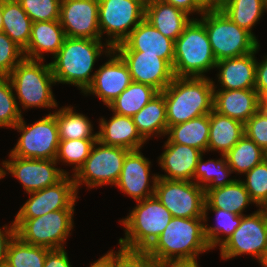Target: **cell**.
<instances>
[{
	"mask_svg": "<svg viewBox=\"0 0 267 267\" xmlns=\"http://www.w3.org/2000/svg\"><path fill=\"white\" fill-rule=\"evenodd\" d=\"M259 263H261L262 267H267V249L265 250V253L263 255V257L261 258V260L259 261Z\"/></svg>",
	"mask_w": 267,
	"mask_h": 267,
	"instance_id": "obj_54",
	"label": "cell"
},
{
	"mask_svg": "<svg viewBox=\"0 0 267 267\" xmlns=\"http://www.w3.org/2000/svg\"><path fill=\"white\" fill-rule=\"evenodd\" d=\"M65 38L66 35L59 20L34 22L29 43L23 51L24 58L44 61V52L55 56Z\"/></svg>",
	"mask_w": 267,
	"mask_h": 267,
	"instance_id": "obj_26",
	"label": "cell"
},
{
	"mask_svg": "<svg viewBox=\"0 0 267 267\" xmlns=\"http://www.w3.org/2000/svg\"><path fill=\"white\" fill-rule=\"evenodd\" d=\"M219 9L239 27L252 32L265 9L264 0H223Z\"/></svg>",
	"mask_w": 267,
	"mask_h": 267,
	"instance_id": "obj_33",
	"label": "cell"
},
{
	"mask_svg": "<svg viewBox=\"0 0 267 267\" xmlns=\"http://www.w3.org/2000/svg\"><path fill=\"white\" fill-rule=\"evenodd\" d=\"M133 122L140 135L148 141L152 135H166V103L164 95L159 92L133 117Z\"/></svg>",
	"mask_w": 267,
	"mask_h": 267,
	"instance_id": "obj_31",
	"label": "cell"
},
{
	"mask_svg": "<svg viewBox=\"0 0 267 267\" xmlns=\"http://www.w3.org/2000/svg\"><path fill=\"white\" fill-rule=\"evenodd\" d=\"M232 172L245 174L264 160V152L244 135L225 155Z\"/></svg>",
	"mask_w": 267,
	"mask_h": 267,
	"instance_id": "obj_36",
	"label": "cell"
},
{
	"mask_svg": "<svg viewBox=\"0 0 267 267\" xmlns=\"http://www.w3.org/2000/svg\"><path fill=\"white\" fill-rule=\"evenodd\" d=\"M98 0H61L59 22L66 37L101 39Z\"/></svg>",
	"mask_w": 267,
	"mask_h": 267,
	"instance_id": "obj_16",
	"label": "cell"
},
{
	"mask_svg": "<svg viewBox=\"0 0 267 267\" xmlns=\"http://www.w3.org/2000/svg\"><path fill=\"white\" fill-rule=\"evenodd\" d=\"M265 9L267 11V0H264Z\"/></svg>",
	"mask_w": 267,
	"mask_h": 267,
	"instance_id": "obj_58",
	"label": "cell"
},
{
	"mask_svg": "<svg viewBox=\"0 0 267 267\" xmlns=\"http://www.w3.org/2000/svg\"><path fill=\"white\" fill-rule=\"evenodd\" d=\"M207 9L219 8L223 0H199Z\"/></svg>",
	"mask_w": 267,
	"mask_h": 267,
	"instance_id": "obj_52",
	"label": "cell"
},
{
	"mask_svg": "<svg viewBox=\"0 0 267 267\" xmlns=\"http://www.w3.org/2000/svg\"><path fill=\"white\" fill-rule=\"evenodd\" d=\"M74 209H60L36 218H15L16 236L23 242L48 249L64 248L73 228Z\"/></svg>",
	"mask_w": 267,
	"mask_h": 267,
	"instance_id": "obj_8",
	"label": "cell"
},
{
	"mask_svg": "<svg viewBox=\"0 0 267 267\" xmlns=\"http://www.w3.org/2000/svg\"><path fill=\"white\" fill-rule=\"evenodd\" d=\"M156 267H199L197 259L192 260H167L157 262Z\"/></svg>",
	"mask_w": 267,
	"mask_h": 267,
	"instance_id": "obj_50",
	"label": "cell"
},
{
	"mask_svg": "<svg viewBox=\"0 0 267 267\" xmlns=\"http://www.w3.org/2000/svg\"><path fill=\"white\" fill-rule=\"evenodd\" d=\"M77 193L74 178L65 175L56 184L29 193L30 198L15 218H36L60 209H74Z\"/></svg>",
	"mask_w": 267,
	"mask_h": 267,
	"instance_id": "obj_15",
	"label": "cell"
},
{
	"mask_svg": "<svg viewBox=\"0 0 267 267\" xmlns=\"http://www.w3.org/2000/svg\"><path fill=\"white\" fill-rule=\"evenodd\" d=\"M210 131L207 151L225 155L244 135V123L216 112L209 114Z\"/></svg>",
	"mask_w": 267,
	"mask_h": 267,
	"instance_id": "obj_27",
	"label": "cell"
},
{
	"mask_svg": "<svg viewBox=\"0 0 267 267\" xmlns=\"http://www.w3.org/2000/svg\"><path fill=\"white\" fill-rule=\"evenodd\" d=\"M99 30L106 40L105 54L122 43L145 17L146 0H98ZM131 29V30H130Z\"/></svg>",
	"mask_w": 267,
	"mask_h": 267,
	"instance_id": "obj_9",
	"label": "cell"
},
{
	"mask_svg": "<svg viewBox=\"0 0 267 267\" xmlns=\"http://www.w3.org/2000/svg\"><path fill=\"white\" fill-rule=\"evenodd\" d=\"M3 32L23 51L31 36L33 21L17 0H2Z\"/></svg>",
	"mask_w": 267,
	"mask_h": 267,
	"instance_id": "obj_30",
	"label": "cell"
},
{
	"mask_svg": "<svg viewBox=\"0 0 267 267\" xmlns=\"http://www.w3.org/2000/svg\"><path fill=\"white\" fill-rule=\"evenodd\" d=\"M98 140L109 146L125 148L127 150H139L146 142L140 135L132 117L113 113L107 121L100 119Z\"/></svg>",
	"mask_w": 267,
	"mask_h": 267,
	"instance_id": "obj_24",
	"label": "cell"
},
{
	"mask_svg": "<svg viewBox=\"0 0 267 267\" xmlns=\"http://www.w3.org/2000/svg\"><path fill=\"white\" fill-rule=\"evenodd\" d=\"M8 76H0V127L12 128L22 119Z\"/></svg>",
	"mask_w": 267,
	"mask_h": 267,
	"instance_id": "obj_40",
	"label": "cell"
},
{
	"mask_svg": "<svg viewBox=\"0 0 267 267\" xmlns=\"http://www.w3.org/2000/svg\"><path fill=\"white\" fill-rule=\"evenodd\" d=\"M9 160L2 161L0 179L8 172L22 183L26 193L39 191L52 186L69 173L55 166V159H26L9 155Z\"/></svg>",
	"mask_w": 267,
	"mask_h": 267,
	"instance_id": "obj_14",
	"label": "cell"
},
{
	"mask_svg": "<svg viewBox=\"0 0 267 267\" xmlns=\"http://www.w3.org/2000/svg\"><path fill=\"white\" fill-rule=\"evenodd\" d=\"M23 117L13 127L21 136L9 155L26 159H56L59 147V132L55 112L26 125Z\"/></svg>",
	"mask_w": 267,
	"mask_h": 267,
	"instance_id": "obj_10",
	"label": "cell"
},
{
	"mask_svg": "<svg viewBox=\"0 0 267 267\" xmlns=\"http://www.w3.org/2000/svg\"><path fill=\"white\" fill-rule=\"evenodd\" d=\"M210 131L209 114L170 126L166 143L188 145L207 152Z\"/></svg>",
	"mask_w": 267,
	"mask_h": 267,
	"instance_id": "obj_29",
	"label": "cell"
},
{
	"mask_svg": "<svg viewBox=\"0 0 267 267\" xmlns=\"http://www.w3.org/2000/svg\"><path fill=\"white\" fill-rule=\"evenodd\" d=\"M34 22L59 20L61 0H17Z\"/></svg>",
	"mask_w": 267,
	"mask_h": 267,
	"instance_id": "obj_42",
	"label": "cell"
},
{
	"mask_svg": "<svg viewBox=\"0 0 267 267\" xmlns=\"http://www.w3.org/2000/svg\"><path fill=\"white\" fill-rule=\"evenodd\" d=\"M165 151L160 155L159 165L165 170V175L159 178L179 181H194L193 175L198 160L203 152L197 148L178 143H165Z\"/></svg>",
	"mask_w": 267,
	"mask_h": 267,
	"instance_id": "obj_22",
	"label": "cell"
},
{
	"mask_svg": "<svg viewBox=\"0 0 267 267\" xmlns=\"http://www.w3.org/2000/svg\"><path fill=\"white\" fill-rule=\"evenodd\" d=\"M50 249L27 244L17 236L10 242L6 267H44L47 252Z\"/></svg>",
	"mask_w": 267,
	"mask_h": 267,
	"instance_id": "obj_37",
	"label": "cell"
},
{
	"mask_svg": "<svg viewBox=\"0 0 267 267\" xmlns=\"http://www.w3.org/2000/svg\"><path fill=\"white\" fill-rule=\"evenodd\" d=\"M98 139H72L60 140L56 162L61 161L69 165H75L73 168L74 174L84 165L89 157L94 143Z\"/></svg>",
	"mask_w": 267,
	"mask_h": 267,
	"instance_id": "obj_39",
	"label": "cell"
},
{
	"mask_svg": "<svg viewBox=\"0 0 267 267\" xmlns=\"http://www.w3.org/2000/svg\"><path fill=\"white\" fill-rule=\"evenodd\" d=\"M154 196L173 217L204 218L205 190L194 181L158 177Z\"/></svg>",
	"mask_w": 267,
	"mask_h": 267,
	"instance_id": "obj_12",
	"label": "cell"
},
{
	"mask_svg": "<svg viewBox=\"0 0 267 267\" xmlns=\"http://www.w3.org/2000/svg\"><path fill=\"white\" fill-rule=\"evenodd\" d=\"M219 249L222 259L249 254L260 261L267 249V219L263 210L243 215L240 225Z\"/></svg>",
	"mask_w": 267,
	"mask_h": 267,
	"instance_id": "obj_13",
	"label": "cell"
},
{
	"mask_svg": "<svg viewBox=\"0 0 267 267\" xmlns=\"http://www.w3.org/2000/svg\"><path fill=\"white\" fill-rule=\"evenodd\" d=\"M64 248L50 249L47 252L44 267H71Z\"/></svg>",
	"mask_w": 267,
	"mask_h": 267,
	"instance_id": "obj_47",
	"label": "cell"
},
{
	"mask_svg": "<svg viewBox=\"0 0 267 267\" xmlns=\"http://www.w3.org/2000/svg\"><path fill=\"white\" fill-rule=\"evenodd\" d=\"M41 62L43 60L24 58L8 75L24 110L31 107L58 106L51 87L52 84H56L51 65Z\"/></svg>",
	"mask_w": 267,
	"mask_h": 267,
	"instance_id": "obj_6",
	"label": "cell"
},
{
	"mask_svg": "<svg viewBox=\"0 0 267 267\" xmlns=\"http://www.w3.org/2000/svg\"><path fill=\"white\" fill-rule=\"evenodd\" d=\"M216 63L204 24L192 18L174 41V76L205 77L203 74L215 68Z\"/></svg>",
	"mask_w": 267,
	"mask_h": 267,
	"instance_id": "obj_4",
	"label": "cell"
},
{
	"mask_svg": "<svg viewBox=\"0 0 267 267\" xmlns=\"http://www.w3.org/2000/svg\"><path fill=\"white\" fill-rule=\"evenodd\" d=\"M208 210H211L216 215L217 224L214 227L204 224L205 238L208 242L210 249L215 248L217 245L220 247L227 239L234 233L240 225L242 215H237L230 211H224L219 208H204V222L207 221ZM209 226V227H208ZM220 234L226 237L220 238Z\"/></svg>",
	"mask_w": 267,
	"mask_h": 267,
	"instance_id": "obj_38",
	"label": "cell"
},
{
	"mask_svg": "<svg viewBox=\"0 0 267 267\" xmlns=\"http://www.w3.org/2000/svg\"><path fill=\"white\" fill-rule=\"evenodd\" d=\"M119 249L117 253L112 249V267H156L157 262L146 250Z\"/></svg>",
	"mask_w": 267,
	"mask_h": 267,
	"instance_id": "obj_44",
	"label": "cell"
},
{
	"mask_svg": "<svg viewBox=\"0 0 267 267\" xmlns=\"http://www.w3.org/2000/svg\"><path fill=\"white\" fill-rule=\"evenodd\" d=\"M264 152V160L267 161V146L263 149Z\"/></svg>",
	"mask_w": 267,
	"mask_h": 267,
	"instance_id": "obj_57",
	"label": "cell"
},
{
	"mask_svg": "<svg viewBox=\"0 0 267 267\" xmlns=\"http://www.w3.org/2000/svg\"><path fill=\"white\" fill-rule=\"evenodd\" d=\"M58 125L59 140L98 139V133L93 134V126L88 117L76 113L73 107L67 106L55 112Z\"/></svg>",
	"mask_w": 267,
	"mask_h": 267,
	"instance_id": "obj_34",
	"label": "cell"
},
{
	"mask_svg": "<svg viewBox=\"0 0 267 267\" xmlns=\"http://www.w3.org/2000/svg\"><path fill=\"white\" fill-rule=\"evenodd\" d=\"M214 86L213 109L225 116L245 123L260 109L259 95L255 89L216 90Z\"/></svg>",
	"mask_w": 267,
	"mask_h": 267,
	"instance_id": "obj_23",
	"label": "cell"
},
{
	"mask_svg": "<svg viewBox=\"0 0 267 267\" xmlns=\"http://www.w3.org/2000/svg\"><path fill=\"white\" fill-rule=\"evenodd\" d=\"M261 63H256V83L255 90L259 97L267 91V55Z\"/></svg>",
	"mask_w": 267,
	"mask_h": 267,
	"instance_id": "obj_49",
	"label": "cell"
},
{
	"mask_svg": "<svg viewBox=\"0 0 267 267\" xmlns=\"http://www.w3.org/2000/svg\"><path fill=\"white\" fill-rule=\"evenodd\" d=\"M90 267H112V250L100 257Z\"/></svg>",
	"mask_w": 267,
	"mask_h": 267,
	"instance_id": "obj_51",
	"label": "cell"
},
{
	"mask_svg": "<svg viewBox=\"0 0 267 267\" xmlns=\"http://www.w3.org/2000/svg\"><path fill=\"white\" fill-rule=\"evenodd\" d=\"M24 59L23 50L4 32L0 33V76H8Z\"/></svg>",
	"mask_w": 267,
	"mask_h": 267,
	"instance_id": "obj_43",
	"label": "cell"
},
{
	"mask_svg": "<svg viewBox=\"0 0 267 267\" xmlns=\"http://www.w3.org/2000/svg\"><path fill=\"white\" fill-rule=\"evenodd\" d=\"M245 175L246 180L242 183L254 204L261 208L267 202V161L263 160Z\"/></svg>",
	"mask_w": 267,
	"mask_h": 267,
	"instance_id": "obj_41",
	"label": "cell"
},
{
	"mask_svg": "<svg viewBox=\"0 0 267 267\" xmlns=\"http://www.w3.org/2000/svg\"><path fill=\"white\" fill-rule=\"evenodd\" d=\"M112 50L143 51V54L157 55L165 59L171 66L174 62V41L162 35L145 19Z\"/></svg>",
	"mask_w": 267,
	"mask_h": 267,
	"instance_id": "obj_20",
	"label": "cell"
},
{
	"mask_svg": "<svg viewBox=\"0 0 267 267\" xmlns=\"http://www.w3.org/2000/svg\"><path fill=\"white\" fill-rule=\"evenodd\" d=\"M126 63L132 82L145 84L162 92L173 80L172 66L157 55L143 51H115Z\"/></svg>",
	"mask_w": 267,
	"mask_h": 267,
	"instance_id": "obj_17",
	"label": "cell"
},
{
	"mask_svg": "<svg viewBox=\"0 0 267 267\" xmlns=\"http://www.w3.org/2000/svg\"><path fill=\"white\" fill-rule=\"evenodd\" d=\"M103 48L101 39L66 37L50 62L56 83L75 85L84 93L93 82L91 72Z\"/></svg>",
	"mask_w": 267,
	"mask_h": 267,
	"instance_id": "obj_3",
	"label": "cell"
},
{
	"mask_svg": "<svg viewBox=\"0 0 267 267\" xmlns=\"http://www.w3.org/2000/svg\"><path fill=\"white\" fill-rule=\"evenodd\" d=\"M204 190V208H219L243 216L242 212L247 208V205L254 203L242 180L236 179L223 187Z\"/></svg>",
	"mask_w": 267,
	"mask_h": 267,
	"instance_id": "obj_28",
	"label": "cell"
},
{
	"mask_svg": "<svg viewBox=\"0 0 267 267\" xmlns=\"http://www.w3.org/2000/svg\"><path fill=\"white\" fill-rule=\"evenodd\" d=\"M137 203L127 218L120 221L125 226V238L119 239V245L130 250H147L173 216L155 196Z\"/></svg>",
	"mask_w": 267,
	"mask_h": 267,
	"instance_id": "obj_5",
	"label": "cell"
},
{
	"mask_svg": "<svg viewBox=\"0 0 267 267\" xmlns=\"http://www.w3.org/2000/svg\"><path fill=\"white\" fill-rule=\"evenodd\" d=\"M259 46L260 44L254 52L217 61L215 68L219 69L217 77L222 87L218 90L255 89L257 63L255 54Z\"/></svg>",
	"mask_w": 267,
	"mask_h": 267,
	"instance_id": "obj_21",
	"label": "cell"
},
{
	"mask_svg": "<svg viewBox=\"0 0 267 267\" xmlns=\"http://www.w3.org/2000/svg\"><path fill=\"white\" fill-rule=\"evenodd\" d=\"M3 229L5 232L0 229V267L5 266L9 244L16 236L14 221L11 226L6 225Z\"/></svg>",
	"mask_w": 267,
	"mask_h": 267,
	"instance_id": "obj_46",
	"label": "cell"
},
{
	"mask_svg": "<svg viewBox=\"0 0 267 267\" xmlns=\"http://www.w3.org/2000/svg\"><path fill=\"white\" fill-rule=\"evenodd\" d=\"M167 4L173 5L188 15L197 12L201 15L207 10V8L199 0H161Z\"/></svg>",
	"mask_w": 267,
	"mask_h": 267,
	"instance_id": "obj_48",
	"label": "cell"
},
{
	"mask_svg": "<svg viewBox=\"0 0 267 267\" xmlns=\"http://www.w3.org/2000/svg\"><path fill=\"white\" fill-rule=\"evenodd\" d=\"M209 250L204 232V218L172 217L161 235L146 251L156 262H163L196 259L199 253Z\"/></svg>",
	"mask_w": 267,
	"mask_h": 267,
	"instance_id": "obj_2",
	"label": "cell"
},
{
	"mask_svg": "<svg viewBox=\"0 0 267 267\" xmlns=\"http://www.w3.org/2000/svg\"><path fill=\"white\" fill-rule=\"evenodd\" d=\"M214 83L206 76L174 77L161 92L166 103L168 128L210 114L213 110Z\"/></svg>",
	"mask_w": 267,
	"mask_h": 267,
	"instance_id": "obj_1",
	"label": "cell"
},
{
	"mask_svg": "<svg viewBox=\"0 0 267 267\" xmlns=\"http://www.w3.org/2000/svg\"><path fill=\"white\" fill-rule=\"evenodd\" d=\"M108 55L112 58L95 71L92 84L84 92V95H96L106 106L132 83L128 66L123 59L114 50Z\"/></svg>",
	"mask_w": 267,
	"mask_h": 267,
	"instance_id": "obj_19",
	"label": "cell"
},
{
	"mask_svg": "<svg viewBox=\"0 0 267 267\" xmlns=\"http://www.w3.org/2000/svg\"><path fill=\"white\" fill-rule=\"evenodd\" d=\"M144 19L173 41L183 33L185 26L192 20L185 11L161 0H146Z\"/></svg>",
	"mask_w": 267,
	"mask_h": 267,
	"instance_id": "obj_25",
	"label": "cell"
},
{
	"mask_svg": "<svg viewBox=\"0 0 267 267\" xmlns=\"http://www.w3.org/2000/svg\"><path fill=\"white\" fill-rule=\"evenodd\" d=\"M267 219V202L261 207Z\"/></svg>",
	"mask_w": 267,
	"mask_h": 267,
	"instance_id": "obj_56",
	"label": "cell"
},
{
	"mask_svg": "<svg viewBox=\"0 0 267 267\" xmlns=\"http://www.w3.org/2000/svg\"><path fill=\"white\" fill-rule=\"evenodd\" d=\"M129 151L121 147L104 145L97 140L84 165L76 174H72L76 191L83 183L89 188L115 185L119 179L124 158Z\"/></svg>",
	"mask_w": 267,
	"mask_h": 267,
	"instance_id": "obj_11",
	"label": "cell"
},
{
	"mask_svg": "<svg viewBox=\"0 0 267 267\" xmlns=\"http://www.w3.org/2000/svg\"><path fill=\"white\" fill-rule=\"evenodd\" d=\"M245 135L264 149L267 146V113L259 109L244 123Z\"/></svg>",
	"mask_w": 267,
	"mask_h": 267,
	"instance_id": "obj_45",
	"label": "cell"
},
{
	"mask_svg": "<svg viewBox=\"0 0 267 267\" xmlns=\"http://www.w3.org/2000/svg\"><path fill=\"white\" fill-rule=\"evenodd\" d=\"M3 32V21H2V0H0V33Z\"/></svg>",
	"mask_w": 267,
	"mask_h": 267,
	"instance_id": "obj_55",
	"label": "cell"
},
{
	"mask_svg": "<svg viewBox=\"0 0 267 267\" xmlns=\"http://www.w3.org/2000/svg\"><path fill=\"white\" fill-rule=\"evenodd\" d=\"M150 164L151 162L144 157L140 149L129 151L124 158L116 187L136 202L154 196L158 175L154 174L151 177L153 183L150 186Z\"/></svg>",
	"mask_w": 267,
	"mask_h": 267,
	"instance_id": "obj_18",
	"label": "cell"
},
{
	"mask_svg": "<svg viewBox=\"0 0 267 267\" xmlns=\"http://www.w3.org/2000/svg\"><path fill=\"white\" fill-rule=\"evenodd\" d=\"M159 92L148 85L132 82L109 107L114 113L133 117Z\"/></svg>",
	"mask_w": 267,
	"mask_h": 267,
	"instance_id": "obj_32",
	"label": "cell"
},
{
	"mask_svg": "<svg viewBox=\"0 0 267 267\" xmlns=\"http://www.w3.org/2000/svg\"><path fill=\"white\" fill-rule=\"evenodd\" d=\"M221 156L223 159H211L204 162L201 156L198 160L193 179L199 187L203 189H214L231 184L236 180L228 178L229 174L232 173V169L227 164V158L224 155Z\"/></svg>",
	"mask_w": 267,
	"mask_h": 267,
	"instance_id": "obj_35",
	"label": "cell"
},
{
	"mask_svg": "<svg viewBox=\"0 0 267 267\" xmlns=\"http://www.w3.org/2000/svg\"><path fill=\"white\" fill-rule=\"evenodd\" d=\"M199 19L205 26L217 61L254 52L259 41L230 20L219 8L207 9Z\"/></svg>",
	"mask_w": 267,
	"mask_h": 267,
	"instance_id": "obj_7",
	"label": "cell"
},
{
	"mask_svg": "<svg viewBox=\"0 0 267 267\" xmlns=\"http://www.w3.org/2000/svg\"><path fill=\"white\" fill-rule=\"evenodd\" d=\"M260 109L267 113V91L259 97Z\"/></svg>",
	"mask_w": 267,
	"mask_h": 267,
	"instance_id": "obj_53",
	"label": "cell"
}]
</instances>
